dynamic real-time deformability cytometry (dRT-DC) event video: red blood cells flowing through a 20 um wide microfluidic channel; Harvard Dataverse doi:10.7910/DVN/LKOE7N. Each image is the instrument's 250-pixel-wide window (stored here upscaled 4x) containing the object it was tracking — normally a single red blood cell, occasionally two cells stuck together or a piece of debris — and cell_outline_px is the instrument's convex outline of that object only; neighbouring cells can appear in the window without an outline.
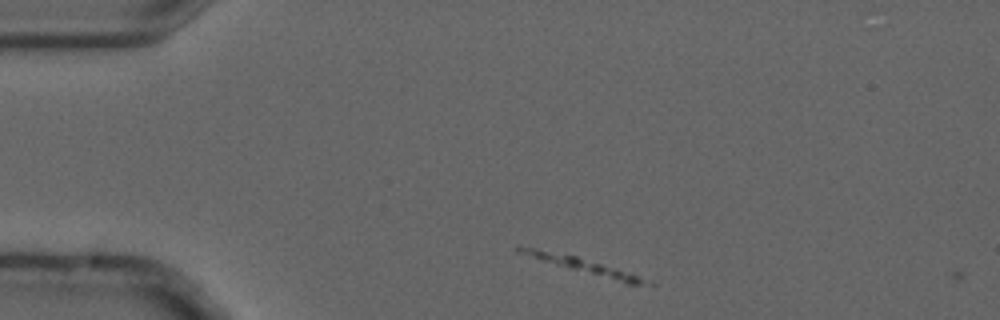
{"species": "common noctule bat (a hibernating species)", "species_latin": "Nyctalus noctula", "temperature_condition": "cold", "stored_images_in_passage": 2, "camera_frame_rate_fps": 3000, "um_per_image_px": 0.085, "animal": {"sex": "male", "forearm_length_mm": 52.5}, "frame": {"image": 1, "passage_image": 1, "time_ms": 0.0, "image_size_px": [1000, 320], "cell_outline_px": [[644, 280], [640, 284], [628, 284], [568, 268], [516, 252], [516, 248], [532, 248], [576, 256], [616, 268], [636, 276]], "centroid_in_image_um": [49.46, 22.55], "position_along_channel_um": 35.5, "area_um2": 10.23}}